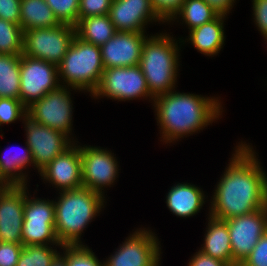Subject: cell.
I'll return each mask as SVG.
<instances>
[{"instance_id": "6da1fadb", "label": "cell", "mask_w": 267, "mask_h": 266, "mask_svg": "<svg viewBox=\"0 0 267 266\" xmlns=\"http://www.w3.org/2000/svg\"><path fill=\"white\" fill-rule=\"evenodd\" d=\"M214 189L209 215L227 220L267 207V174L252 145L238 142Z\"/></svg>"}, {"instance_id": "7a4b0ae2", "label": "cell", "mask_w": 267, "mask_h": 266, "mask_svg": "<svg viewBox=\"0 0 267 266\" xmlns=\"http://www.w3.org/2000/svg\"><path fill=\"white\" fill-rule=\"evenodd\" d=\"M219 100L218 97L176 90L155 97L153 108L157 125L160 126V141L173 144L217 122L224 112Z\"/></svg>"}, {"instance_id": "3957f363", "label": "cell", "mask_w": 267, "mask_h": 266, "mask_svg": "<svg viewBox=\"0 0 267 266\" xmlns=\"http://www.w3.org/2000/svg\"><path fill=\"white\" fill-rule=\"evenodd\" d=\"M55 204V233L61 245H82L81 235L98 216L105 195L88 188L60 191Z\"/></svg>"}, {"instance_id": "277c9868", "label": "cell", "mask_w": 267, "mask_h": 266, "mask_svg": "<svg viewBox=\"0 0 267 266\" xmlns=\"http://www.w3.org/2000/svg\"><path fill=\"white\" fill-rule=\"evenodd\" d=\"M179 39L162 32L149 35L143 43L139 66L154 98L176 88L182 46Z\"/></svg>"}, {"instance_id": "5b68a950", "label": "cell", "mask_w": 267, "mask_h": 266, "mask_svg": "<svg viewBox=\"0 0 267 266\" xmlns=\"http://www.w3.org/2000/svg\"><path fill=\"white\" fill-rule=\"evenodd\" d=\"M104 70L101 48L75 36L58 65L59 83L92 95L100 85Z\"/></svg>"}, {"instance_id": "8992f818", "label": "cell", "mask_w": 267, "mask_h": 266, "mask_svg": "<svg viewBox=\"0 0 267 266\" xmlns=\"http://www.w3.org/2000/svg\"><path fill=\"white\" fill-rule=\"evenodd\" d=\"M75 36V26L68 24L25 30L22 54L58 66Z\"/></svg>"}, {"instance_id": "52a82bcc", "label": "cell", "mask_w": 267, "mask_h": 266, "mask_svg": "<svg viewBox=\"0 0 267 266\" xmlns=\"http://www.w3.org/2000/svg\"><path fill=\"white\" fill-rule=\"evenodd\" d=\"M72 87L60 86L57 90L48 92L41 99L27 107V116L33 121L68 136L73 142V103L71 100ZM73 137V138H72Z\"/></svg>"}, {"instance_id": "ba28073f", "label": "cell", "mask_w": 267, "mask_h": 266, "mask_svg": "<svg viewBox=\"0 0 267 266\" xmlns=\"http://www.w3.org/2000/svg\"><path fill=\"white\" fill-rule=\"evenodd\" d=\"M91 97H107L118 101L149 98V102H154L139 65L105 69L100 85Z\"/></svg>"}, {"instance_id": "9c48e42d", "label": "cell", "mask_w": 267, "mask_h": 266, "mask_svg": "<svg viewBox=\"0 0 267 266\" xmlns=\"http://www.w3.org/2000/svg\"><path fill=\"white\" fill-rule=\"evenodd\" d=\"M27 187L22 227L23 246L61 245L55 233L54 199L31 198Z\"/></svg>"}, {"instance_id": "30bf717a", "label": "cell", "mask_w": 267, "mask_h": 266, "mask_svg": "<svg viewBox=\"0 0 267 266\" xmlns=\"http://www.w3.org/2000/svg\"><path fill=\"white\" fill-rule=\"evenodd\" d=\"M155 232L138 228L104 260L105 266H160L161 245Z\"/></svg>"}, {"instance_id": "8fae6325", "label": "cell", "mask_w": 267, "mask_h": 266, "mask_svg": "<svg viewBox=\"0 0 267 266\" xmlns=\"http://www.w3.org/2000/svg\"><path fill=\"white\" fill-rule=\"evenodd\" d=\"M60 86L57 65L21 54L19 99L26 107Z\"/></svg>"}, {"instance_id": "7c38bea8", "label": "cell", "mask_w": 267, "mask_h": 266, "mask_svg": "<svg viewBox=\"0 0 267 266\" xmlns=\"http://www.w3.org/2000/svg\"><path fill=\"white\" fill-rule=\"evenodd\" d=\"M82 186L102 195L119 176V165L114 153L107 148L80 145Z\"/></svg>"}, {"instance_id": "4fadbf2b", "label": "cell", "mask_w": 267, "mask_h": 266, "mask_svg": "<svg viewBox=\"0 0 267 266\" xmlns=\"http://www.w3.org/2000/svg\"><path fill=\"white\" fill-rule=\"evenodd\" d=\"M225 221L230 235L233 266H240L267 232V207Z\"/></svg>"}, {"instance_id": "5bb4252c", "label": "cell", "mask_w": 267, "mask_h": 266, "mask_svg": "<svg viewBox=\"0 0 267 266\" xmlns=\"http://www.w3.org/2000/svg\"><path fill=\"white\" fill-rule=\"evenodd\" d=\"M22 122L25 125L26 143L38 173L74 143L62 132L37 123L28 116Z\"/></svg>"}, {"instance_id": "9a60e30c", "label": "cell", "mask_w": 267, "mask_h": 266, "mask_svg": "<svg viewBox=\"0 0 267 266\" xmlns=\"http://www.w3.org/2000/svg\"><path fill=\"white\" fill-rule=\"evenodd\" d=\"M28 185H9L0 190V241L22 243L24 206Z\"/></svg>"}, {"instance_id": "2e32d148", "label": "cell", "mask_w": 267, "mask_h": 266, "mask_svg": "<svg viewBox=\"0 0 267 266\" xmlns=\"http://www.w3.org/2000/svg\"><path fill=\"white\" fill-rule=\"evenodd\" d=\"M77 144L78 141L74 142L39 172L43 181L59 188V192L83 187L80 145Z\"/></svg>"}, {"instance_id": "e0dca14e", "label": "cell", "mask_w": 267, "mask_h": 266, "mask_svg": "<svg viewBox=\"0 0 267 266\" xmlns=\"http://www.w3.org/2000/svg\"><path fill=\"white\" fill-rule=\"evenodd\" d=\"M109 16L119 32H146V26L152 22L165 23L151 0H112Z\"/></svg>"}, {"instance_id": "ac0fdd59", "label": "cell", "mask_w": 267, "mask_h": 266, "mask_svg": "<svg viewBox=\"0 0 267 266\" xmlns=\"http://www.w3.org/2000/svg\"><path fill=\"white\" fill-rule=\"evenodd\" d=\"M146 32L117 31L101 48L105 69L137 66L140 63Z\"/></svg>"}, {"instance_id": "d6986e66", "label": "cell", "mask_w": 267, "mask_h": 266, "mask_svg": "<svg viewBox=\"0 0 267 266\" xmlns=\"http://www.w3.org/2000/svg\"><path fill=\"white\" fill-rule=\"evenodd\" d=\"M204 191L192 183H177L166 195L170 212L180 218H188L200 212L206 202Z\"/></svg>"}, {"instance_id": "ffe728a7", "label": "cell", "mask_w": 267, "mask_h": 266, "mask_svg": "<svg viewBox=\"0 0 267 266\" xmlns=\"http://www.w3.org/2000/svg\"><path fill=\"white\" fill-rule=\"evenodd\" d=\"M226 18L224 15H218L212 21L190 30L188 38L181 39L182 44L184 45L187 40L201 54L209 57L217 56L225 45L224 20Z\"/></svg>"}, {"instance_id": "44dd1931", "label": "cell", "mask_w": 267, "mask_h": 266, "mask_svg": "<svg viewBox=\"0 0 267 266\" xmlns=\"http://www.w3.org/2000/svg\"><path fill=\"white\" fill-rule=\"evenodd\" d=\"M208 226L204 234V243L199 249L206 255L224 261L233 266V256L227 222L208 214Z\"/></svg>"}, {"instance_id": "7402d4cb", "label": "cell", "mask_w": 267, "mask_h": 266, "mask_svg": "<svg viewBox=\"0 0 267 266\" xmlns=\"http://www.w3.org/2000/svg\"><path fill=\"white\" fill-rule=\"evenodd\" d=\"M11 149L4 155L0 151V175L8 185H27L28 175L23 170L29 169L30 165L34 166L30 148L25 142L23 153H13Z\"/></svg>"}, {"instance_id": "603a6c76", "label": "cell", "mask_w": 267, "mask_h": 266, "mask_svg": "<svg viewBox=\"0 0 267 266\" xmlns=\"http://www.w3.org/2000/svg\"><path fill=\"white\" fill-rule=\"evenodd\" d=\"M75 31L78 38L99 47L117 32L109 14L81 18L75 25Z\"/></svg>"}, {"instance_id": "cb8c5ba5", "label": "cell", "mask_w": 267, "mask_h": 266, "mask_svg": "<svg viewBox=\"0 0 267 266\" xmlns=\"http://www.w3.org/2000/svg\"><path fill=\"white\" fill-rule=\"evenodd\" d=\"M60 24L45 0H21L20 26L23 31Z\"/></svg>"}, {"instance_id": "d4e9b609", "label": "cell", "mask_w": 267, "mask_h": 266, "mask_svg": "<svg viewBox=\"0 0 267 266\" xmlns=\"http://www.w3.org/2000/svg\"><path fill=\"white\" fill-rule=\"evenodd\" d=\"M218 15L204 0H184L179 10L167 23H174L176 20L179 22L180 19L190 31L212 21Z\"/></svg>"}, {"instance_id": "484cf974", "label": "cell", "mask_w": 267, "mask_h": 266, "mask_svg": "<svg viewBox=\"0 0 267 266\" xmlns=\"http://www.w3.org/2000/svg\"><path fill=\"white\" fill-rule=\"evenodd\" d=\"M21 55L0 54V98L19 99Z\"/></svg>"}, {"instance_id": "4316f807", "label": "cell", "mask_w": 267, "mask_h": 266, "mask_svg": "<svg viewBox=\"0 0 267 266\" xmlns=\"http://www.w3.org/2000/svg\"><path fill=\"white\" fill-rule=\"evenodd\" d=\"M54 246L61 248L63 245L23 246L16 266H51L60 254Z\"/></svg>"}, {"instance_id": "83f0119b", "label": "cell", "mask_w": 267, "mask_h": 266, "mask_svg": "<svg viewBox=\"0 0 267 266\" xmlns=\"http://www.w3.org/2000/svg\"><path fill=\"white\" fill-rule=\"evenodd\" d=\"M23 33L20 25L0 18V54L21 55Z\"/></svg>"}, {"instance_id": "f1b7e54d", "label": "cell", "mask_w": 267, "mask_h": 266, "mask_svg": "<svg viewBox=\"0 0 267 266\" xmlns=\"http://www.w3.org/2000/svg\"><path fill=\"white\" fill-rule=\"evenodd\" d=\"M63 253L60 255L65 259L66 266H105L95 253L87 245H63Z\"/></svg>"}, {"instance_id": "f546056e", "label": "cell", "mask_w": 267, "mask_h": 266, "mask_svg": "<svg viewBox=\"0 0 267 266\" xmlns=\"http://www.w3.org/2000/svg\"><path fill=\"white\" fill-rule=\"evenodd\" d=\"M61 24L75 26L79 16L80 0H45Z\"/></svg>"}, {"instance_id": "4dcf8cb0", "label": "cell", "mask_w": 267, "mask_h": 266, "mask_svg": "<svg viewBox=\"0 0 267 266\" xmlns=\"http://www.w3.org/2000/svg\"><path fill=\"white\" fill-rule=\"evenodd\" d=\"M27 116V107L20 99L0 98V126L11 124L16 120H24Z\"/></svg>"}, {"instance_id": "1f68e13d", "label": "cell", "mask_w": 267, "mask_h": 266, "mask_svg": "<svg viewBox=\"0 0 267 266\" xmlns=\"http://www.w3.org/2000/svg\"><path fill=\"white\" fill-rule=\"evenodd\" d=\"M111 3L112 0H80L78 20L89 16L108 15Z\"/></svg>"}, {"instance_id": "d6a6232c", "label": "cell", "mask_w": 267, "mask_h": 266, "mask_svg": "<svg viewBox=\"0 0 267 266\" xmlns=\"http://www.w3.org/2000/svg\"><path fill=\"white\" fill-rule=\"evenodd\" d=\"M240 266H267V232L260 237L256 246Z\"/></svg>"}, {"instance_id": "836d02e7", "label": "cell", "mask_w": 267, "mask_h": 266, "mask_svg": "<svg viewBox=\"0 0 267 266\" xmlns=\"http://www.w3.org/2000/svg\"><path fill=\"white\" fill-rule=\"evenodd\" d=\"M23 244L0 241V266H16Z\"/></svg>"}, {"instance_id": "e575fe53", "label": "cell", "mask_w": 267, "mask_h": 266, "mask_svg": "<svg viewBox=\"0 0 267 266\" xmlns=\"http://www.w3.org/2000/svg\"><path fill=\"white\" fill-rule=\"evenodd\" d=\"M184 0H151L152 7L166 23L179 10Z\"/></svg>"}, {"instance_id": "d590c367", "label": "cell", "mask_w": 267, "mask_h": 266, "mask_svg": "<svg viewBox=\"0 0 267 266\" xmlns=\"http://www.w3.org/2000/svg\"><path fill=\"white\" fill-rule=\"evenodd\" d=\"M253 22L267 42V0H252Z\"/></svg>"}, {"instance_id": "8d00e7d4", "label": "cell", "mask_w": 267, "mask_h": 266, "mask_svg": "<svg viewBox=\"0 0 267 266\" xmlns=\"http://www.w3.org/2000/svg\"><path fill=\"white\" fill-rule=\"evenodd\" d=\"M21 0H0V18L20 25Z\"/></svg>"}, {"instance_id": "74e56055", "label": "cell", "mask_w": 267, "mask_h": 266, "mask_svg": "<svg viewBox=\"0 0 267 266\" xmlns=\"http://www.w3.org/2000/svg\"><path fill=\"white\" fill-rule=\"evenodd\" d=\"M188 266H230L228 263L204 254L200 250L191 257Z\"/></svg>"}, {"instance_id": "f35d334b", "label": "cell", "mask_w": 267, "mask_h": 266, "mask_svg": "<svg viewBox=\"0 0 267 266\" xmlns=\"http://www.w3.org/2000/svg\"><path fill=\"white\" fill-rule=\"evenodd\" d=\"M219 15L228 16L236 0H204Z\"/></svg>"}, {"instance_id": "ab89813d", "label": "cell", "mask_w": 267, "mask_h": 266, "mask_svg": "<svg viewBox=\"0 0 267 266\" xmlns=\"http://www.w3.org/2000/svg\"><path fill=\"white\" fill-rule=\"evenodd\" d=\"M51 266H66L65 259L59 254L56 259L53 261Z\"/></svg>"}, {"instance_id": "60d3db41", "label": "cell", "mask_w": 267, "mask_h": 266, "mask_svg": "<svg viewBox=\"0 0 267 266\" xmlns=\"http://www.w3.org/2000/svg\"><path fill=\"white\" fill-rule=\"evenodd\" d=\"M9 185L3 180L0 175V190L7 188Z\"/></svg>"}]
</instances>
